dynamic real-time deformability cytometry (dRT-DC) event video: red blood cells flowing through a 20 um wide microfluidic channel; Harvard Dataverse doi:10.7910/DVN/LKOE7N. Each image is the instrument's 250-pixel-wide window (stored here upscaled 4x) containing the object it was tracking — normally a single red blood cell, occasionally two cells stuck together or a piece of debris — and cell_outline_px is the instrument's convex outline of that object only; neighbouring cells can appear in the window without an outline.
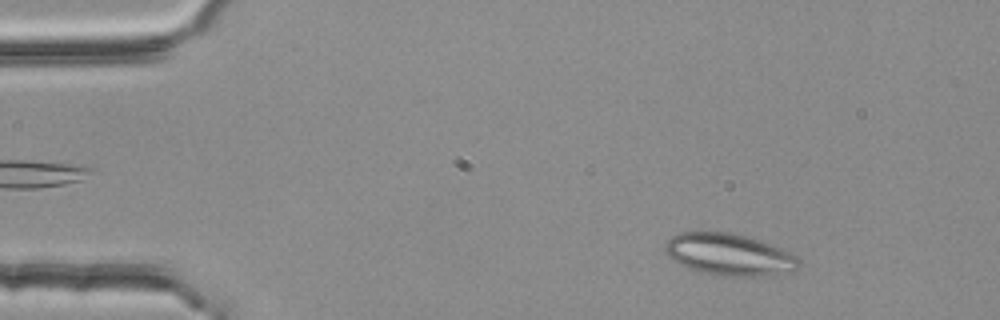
{"species": "common noctule bat (a hibernating species)", "species_latin": "Nyctalus noctula", "temperature_condition": "room temperature", "stored_images_in_passage": 50, "segment_of_instrument_passage": [1, 2], "camera_frame_rate_fps": 3000, "um_per_image_px": 0.085, "animal": {"sex": "female", "body_mass_g": 25.1}, "frame": {"image": 1, "passage_image": 6, "time_ms": 1.667, "image_size_px": [1000, 320], "cell_outline_px": [[800, 268], [792, 272], [752, 276], [720, 276], [704, 272], [680, 264], [672, 260], [664, 252], [664, 244], [672, 236], [680, 232], [732, 232], [748, 236], [760, 240], [780, 248], [796, 256], [800, 260]], "centroid_in_image_um": [61.98, 21.62], "position_along_channel_um": 23.0, "area_um2": 32.6}}